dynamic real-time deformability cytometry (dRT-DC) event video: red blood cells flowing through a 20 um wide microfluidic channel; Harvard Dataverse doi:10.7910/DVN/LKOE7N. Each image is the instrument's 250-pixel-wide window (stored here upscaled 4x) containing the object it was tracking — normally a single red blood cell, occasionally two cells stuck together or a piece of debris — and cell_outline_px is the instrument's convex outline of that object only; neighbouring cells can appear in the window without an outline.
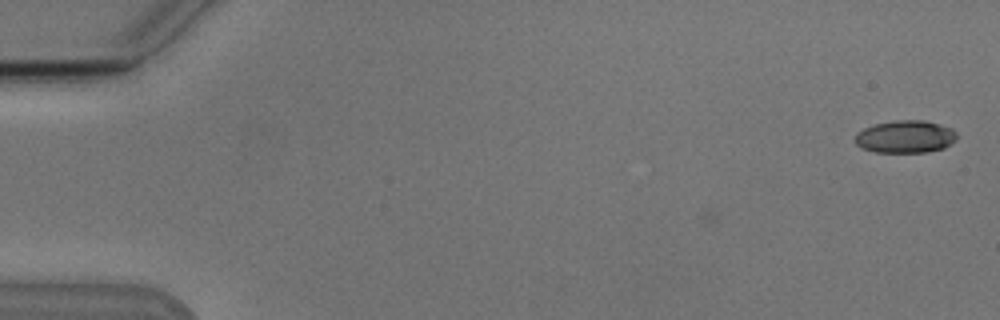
{"species": "Egyptian fruit bat (a non-hibernating species)", "species_latin": "Rousettus aegyptiacus", "temperature_condition": "cold", "stored_images_in_passage": 2, "camera_frame_rate_fps": 3000, "um_per_image_px": 0.085, "animal": {"sex": "male"}, "frame": {"image": 1, "passage_image": 2, "time_ms": 1.333, "image_size_px": [1000, 320], "cell_outline_px": [[956, 140], [944, 148], [928, 152], [876, 152], [860, 148], [856, 144], [856, 132], [864, 128], [876, 124], [892, 120], [924, 120], [940, 124], [952, 128], [956, 132]], "centroid_in_image_um": [76.96, 11.61], "position_along_channel_um": 8.0, "area_um2": 19.42}}